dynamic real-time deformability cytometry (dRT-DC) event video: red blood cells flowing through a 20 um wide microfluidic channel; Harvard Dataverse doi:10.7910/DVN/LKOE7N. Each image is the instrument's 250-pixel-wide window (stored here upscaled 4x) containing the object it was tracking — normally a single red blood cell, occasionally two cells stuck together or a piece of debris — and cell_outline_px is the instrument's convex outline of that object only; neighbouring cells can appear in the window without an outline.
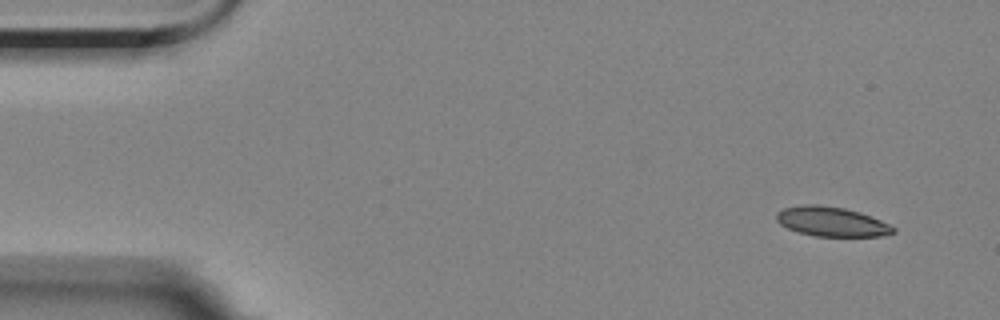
{"species": "Egyptian fruit bat (a non-hibernating species)", "species_latin": "Rousettus aegyptiacus", "temperature_condition": "room temperature", "stored_images_in_passage": 7, "camera_frame_rate_fps": 3000, "um_per_image_px": 0.085, "animal": {"sex": "female"}, "frame": {"image": 1, "passage_image": 1, "time_ms": 0.0, "image_size_px": [1000, 320], "cell_outline_px": [[896, 232], [884, 236], [816, 236], [800, 232], [788, 228], [780, 224], [776, 220], [776, 212], [784, 208], [804, 204], [820, 204], [844, 208], [860, 212], [880, 220], [896, 228]], "centroid_in_image_um": [70.69, 18.83], "position_along_channel_um": 14.3, "area_um2": 20.11}}
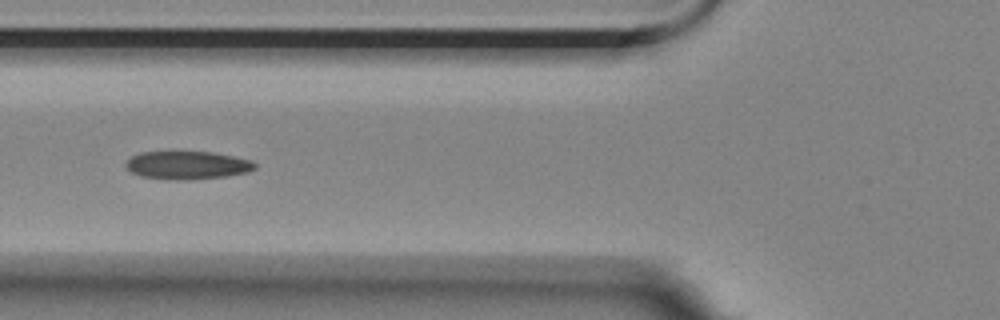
{"frame": {"image": 2, "passage_image": 6, "time_ms": 5.667, "image_size_px": [1000, 320], "cell_outline_px": [[256, 168], [244, 172], [224, 176], [188, 180], [176, 180], [140, 176], [132, 172], [124, 164], [132, 156], [140, 152], [212, 152], [252, 160], [256, 164]], "centroid_in_image_um": [15.9, 14.04], "position_along_channel_um": 109.9, "area_um2": 20.87}}
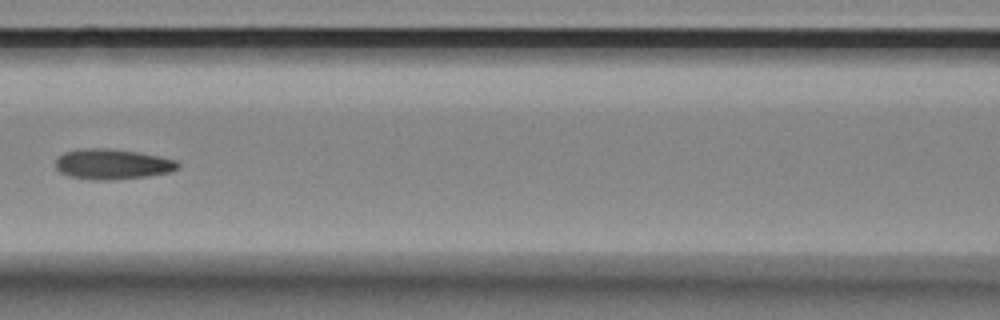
{"frame": {"image": 3, "passage_image": 7, "time_ms": 7.0, "image_size_px": [1000, 320], "cell_outline_px": [[180, 168], [168, 172], [148, 176], [116, 180], [88, 180], [68, 176], [60, 172], [56, 168], [56, 156], [64, 152], [84, 148], [108, 148], [136, 152], [160, 156], [176, 160], [180, 164]], "centroid_in_image_um": [9.53, 13.96], "position_along_channel_um": 157.1, "area_um2": 21.91}}